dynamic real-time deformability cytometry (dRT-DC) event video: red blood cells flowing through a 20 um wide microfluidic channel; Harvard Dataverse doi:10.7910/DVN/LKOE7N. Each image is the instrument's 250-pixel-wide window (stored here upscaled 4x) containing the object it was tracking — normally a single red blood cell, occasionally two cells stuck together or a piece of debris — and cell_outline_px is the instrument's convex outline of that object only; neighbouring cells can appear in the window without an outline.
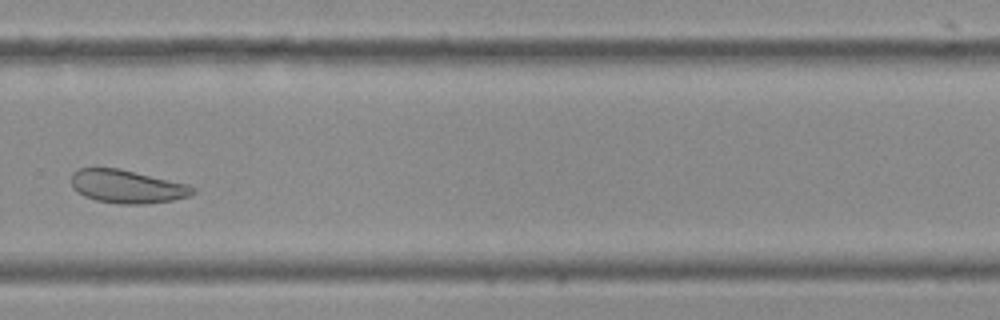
{"species": "Egyptian fruit bat (a non-hibernating species)", "species_latin": "Rousettus aegyptiacus", "temperature_condition": "cold", "stored_images_in_passage": 33, "camera_frame_rate_fps": 3000, "um_per_image_px": 0.085, "frame": {"image": 1, "passage_image": 24, "time_ms": 7.667, "image_size_px": [1000, 320], "cell_outline_px": [[196, 192], [188, 196], [172, 200], [148, 204], [120, 204], [96, 200], [84, 196], [72, 188], [72, 172], [80, 168], [120, 168], [188, 184], [196, 188]], "centroid_in_image_um": [10.81, 15.85], "position_along_channel_um": 319.0, "area_um2": 23.64}}
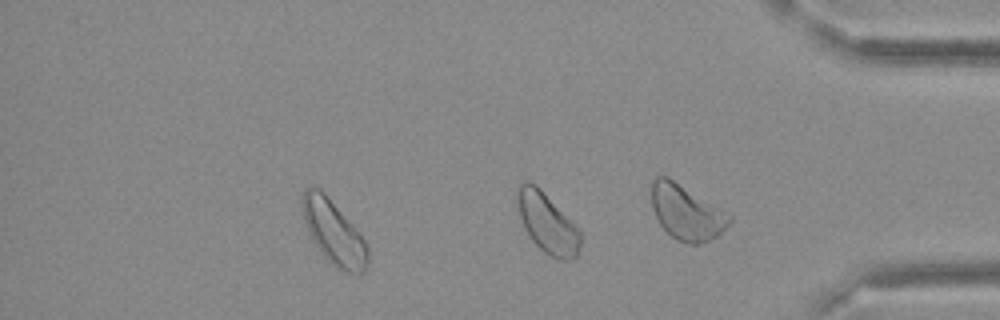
{"frame": {"image": 2, "passage_image": 28, "time_ms": 9.0, "image_size_px": [1000, 320], "cell_outline_px": [[368, 264], [364, 272], [360, 276], [356, 276], [344, 272], [336, 268], [328, 260], [316, 244], [304, 220], [300, 208], [300, 196], [304, 188], [320, 188], [324, 192], [356, 228], [364, 240], [368, 248]], "centroid_in_image_um": [28.38, 19.77], "position_along_channel_um": 406.8, "area_um2": 24.51}}